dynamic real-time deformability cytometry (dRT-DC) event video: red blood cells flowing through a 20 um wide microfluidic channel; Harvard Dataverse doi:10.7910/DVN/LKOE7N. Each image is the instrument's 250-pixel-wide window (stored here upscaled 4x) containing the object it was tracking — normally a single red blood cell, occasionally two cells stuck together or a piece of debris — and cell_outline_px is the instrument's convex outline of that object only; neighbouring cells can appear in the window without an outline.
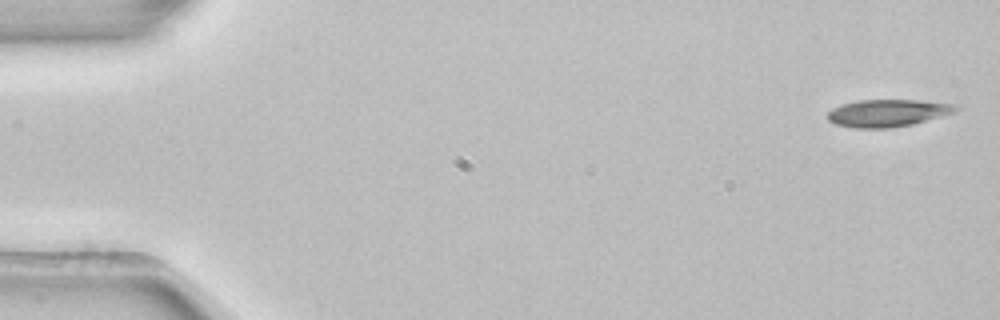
{"species": "common noctule bat (a hibernating species)", "species_latin": "Nyctalus noctula", "temperature_condition": "room temperature", "stored_images_in_passage": 4, "camera_frame_rate_fps": 3000, "um_per_image_px": 0.085, "animal": {"sex": "female", "body_mass_g": 22.7, "forearm_length_mm": 54.2}, "frame": {"image": 1, "passage_image": 1, "time_ms": 0.0, "image_size_px": [1000, 320], "cell_outline_px": [[960, 108], [956, 112], [912, 124], [892, 128], [856, 128], [836, 124], [828, 120], [828, 112], [832, 108], [844, 104], [860, 100], [920, 100], [952, 104]], "centroid_in_image_um": [75.46, 9.61], "position_along_channel_um": 9.5, "area_um2": 20.23}}